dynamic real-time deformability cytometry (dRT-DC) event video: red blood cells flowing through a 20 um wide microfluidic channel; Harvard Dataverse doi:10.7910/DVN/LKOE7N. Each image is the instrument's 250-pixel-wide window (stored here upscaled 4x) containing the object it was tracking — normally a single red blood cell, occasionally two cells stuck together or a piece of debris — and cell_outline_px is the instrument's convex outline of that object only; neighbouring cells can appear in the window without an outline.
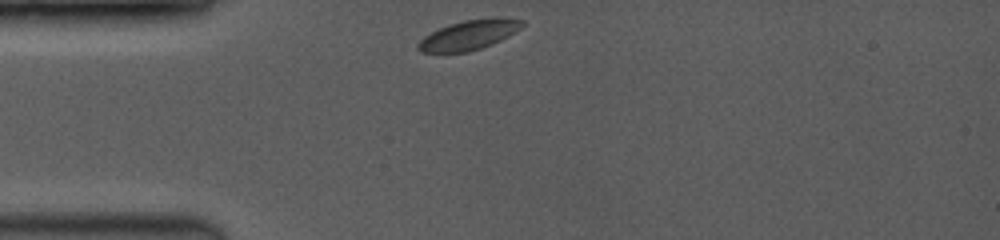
{"species": "common noctule bat (a hibernating species)", "species_latin": "Nyctalus noctula", "temperature_condition": "room temperature", "stored_images_in_passage": 17, "camera_frame_rate_fps": 3500, "um_per_image_px": 0.085, "animal": {"sex": "female", "body_mass_g": 19.0, "forearm_length_mm": 53.3}, "frame": {"image": 1, "passage_image": 1, "time_ms": 0.0, "image_size_px": [1000, 240], "cell_outline_px": [[524, 24], [516, 32], [500, 40], [480, 48], [468, 52], [420, 52], [416, 48], [416, 44], [424, 36], [448, 24], [464, 20], [500, 16], [504, 16], [524, 20]], "centroid_in_image_um": [39.88, 2.94], "position_along_channel_um": 45.1, "area_um2": 18.15}}
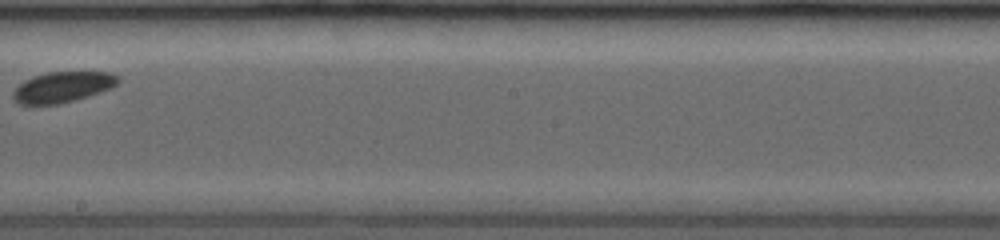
{"frame": {"image": 2, "passage_image": 10, "time_ms": 5.429, "image_size_px": [1000, 240], "cell_outline_px": [[120, 80], [112, 88], [88, 96], [60, 104], [20, 104], [12, 100], [12, 92], [24, 80], [32, 76], [48, 72], [112, 72], [120, 76]], "centroid_in_image_um": [5.33, 7.39], "position_along_channel_um": 242.9, "area_um2": 18.9}}
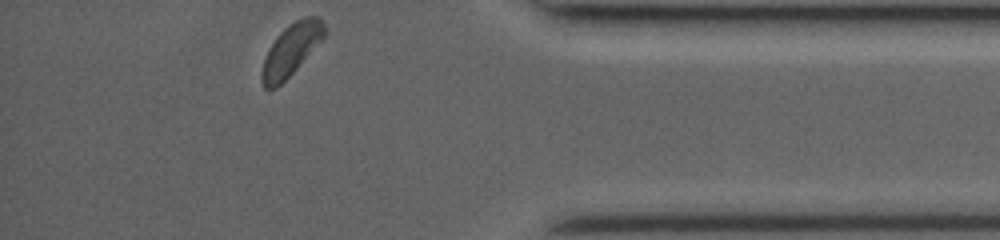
{"frame": {"image": 3, "passage_image": 17, "time_ms": 10.0, "image_size_px": [1000, 240], "cell_outline_px": [[328, 32], [296, 68], [276, 88], [264, 88], [264, 60], [268, 48], [276, 36], [288, 24], [304, 16], [320, 16]], "centroid_in_image_um": [24.8, 4.13], "position_along_channel_um": 410.4, "area_um2": 18.32}, "authors_computed_cell_mechanics": {"area_um2": 18.4382, "velocity_mm_per_s": 3.9837, "shape_relaxation_time_tau1_ms": 1.3422, "shape_relaxation_time_tau2_ms": null, "deformation_change_tau1": 0.0416, "deformation_change_tau2": null}}